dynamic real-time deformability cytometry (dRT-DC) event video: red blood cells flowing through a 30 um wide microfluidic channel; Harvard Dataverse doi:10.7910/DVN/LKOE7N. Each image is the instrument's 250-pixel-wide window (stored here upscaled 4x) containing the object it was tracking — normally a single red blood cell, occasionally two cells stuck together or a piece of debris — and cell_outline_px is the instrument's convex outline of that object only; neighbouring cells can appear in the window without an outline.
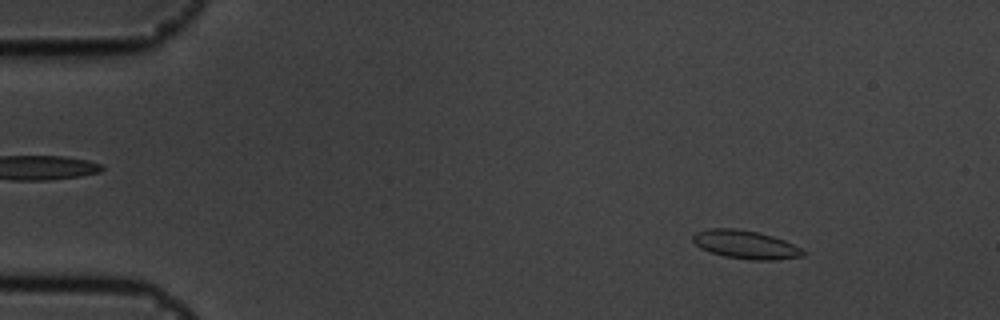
{"species": "common noctule bat (a hibernating species)", "species_latin": "Nyctalus noctula", "temperature_condition": "cold", "stored_images_in_passage": 56, "camera_frame_rate_fps": 3000, "um_per_image_px": 0.085, "animal": {"sex": "male", "body_mass_g": 19.5, "forearm_length_mm": 54.6}, "frame": {"image": 1, "passage_image": 7, "time_ms": 2.0, "image_size_px": [1000, 320], "cell_outline_px": [[808, 252], [804, 256], [772, 260], [752, 260], [724, 256], [700, 248], [692, 240], [692, 236], [696, 232], [708, 228], [736, 228], [760, 232], [784, 240]], "centroid_in_image_um": [63.37, 20.78], "position_along_channel_um": 21.6, "area_um2": 18.26}}
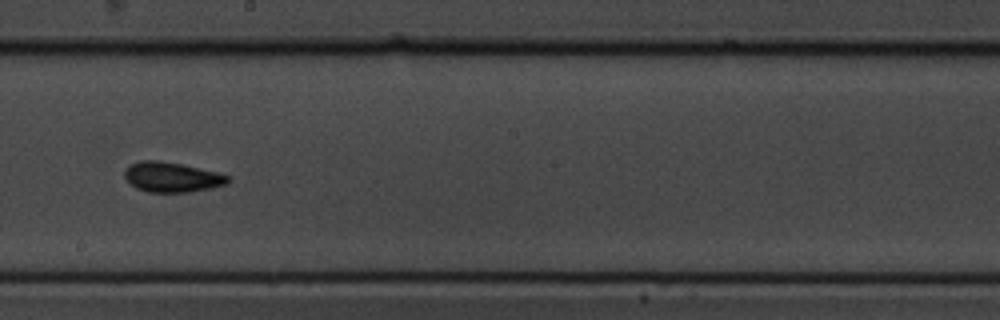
{"frame": {"image": 2, "passage_image": 32, "time_ms": 10.333, "image_size_px": [1000, 320], "cell_outline_px": [[228, 184], [212, 188], [188, 192], [148, 192], [136, 188], [124, 176], [124, 168], [128, 164], [140, 160], [160, 160], [184, 164], [216, 172], [228, 176]], "centroid_in_image_um": [14.57, 15.04], "position_along_channel_um": 233.6, "area_um2": 18.21}}
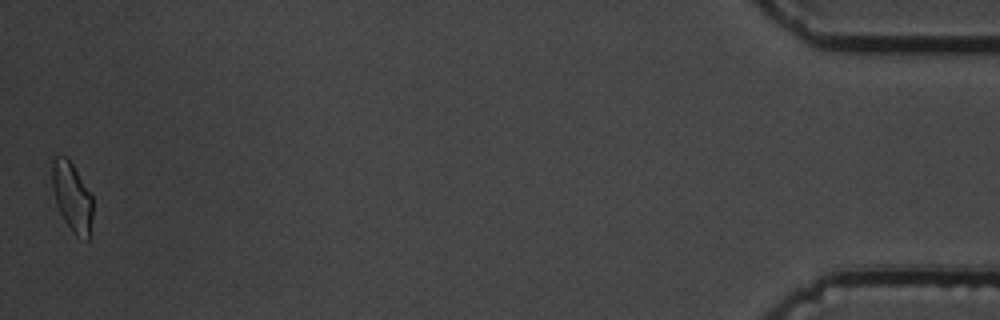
{"frame": {"image": 3, "passage_image": 56, "time_ms": 18.333, "image_size_px": [1000, 320], "cell_outline_px": [[92, 216], [88, 240], [84, 240], [76, 236], [72, 232], [64, 220], [56, 204], [52, 188], [52, 160], [56, 156], [64, 156], [72, 164], [92, 196]], "centroid_in_image_um": [6.11, 16.77], "position_along_channel_um": 429.1, "area_um2": 16.18}, "authors_computed_cell_mechanics": {"area_um2": 17.1955, "velocity_mm_per_s": 3.5605, "shape_relaxation_time_tau1_ms": 3.6526, "shape_relaxation_time_tau2_ms": 1.961, "deformation_change_tau1": 0.0963, "deformation_change_tau2": 0.0684}}